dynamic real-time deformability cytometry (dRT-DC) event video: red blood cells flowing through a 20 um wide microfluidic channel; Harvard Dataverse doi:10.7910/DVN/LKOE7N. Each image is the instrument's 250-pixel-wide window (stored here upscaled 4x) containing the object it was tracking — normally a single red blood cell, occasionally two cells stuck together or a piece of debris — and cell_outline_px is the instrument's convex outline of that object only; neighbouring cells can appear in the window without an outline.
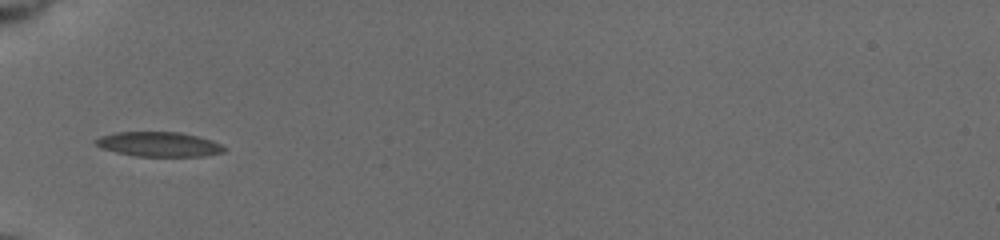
{"species": "common noctule bat (a hibernating species)", "species_latin": "Nyctalus noctula", "temperature_condition": "cold", "stored_images_in_passage": 36, "camera_frame_rate_fps": 3000, "um_per_image_px": 0.085, "animal": {"sex": "female", "body_mass_g": 19.5, "forearm_length_mm": 54.1}, "frame": {"image": 1, "passage_image": 1, "time_ms": 0.0, "image_size_px": [1000, 240], "cell_outline_px": [[228, 148], [224, 152], [204, 156], [136, 156], [116, 152], [100, 148], [92, 144], [92, 140], [100, 136], [116, 132], [180, 132], [212, 140]], "centroid_in_image_um": [13.46, 12.26], "position_along_channel_um": 71.5, "area_um2": 18.67}}
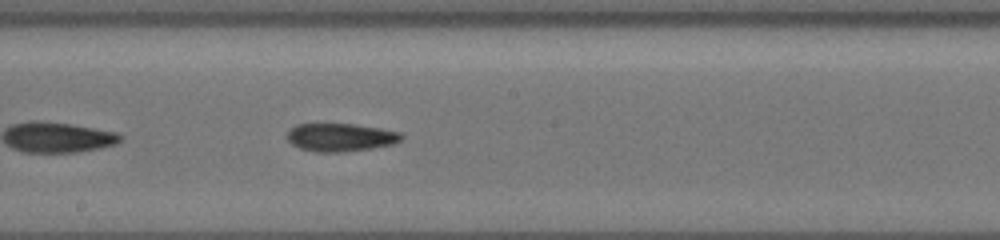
{"frame": {"image": 2, "passage_image": 13, "time_ms": 4.0, "image_size_px": [1000, 240], "cell_outline_px": [[404, 136], [400, 140], [392, 144], [372, 148], [340, 152], [316, 152], [300, 148], [292, 144], [288, 140], [288, 132], [296, 124], [352, 124], [380, 128], [400, 132]], "centroid_in_image_um": [28.95, 11.67], "position_along_channel_um": 219.3, "area_um2": 18.5}}
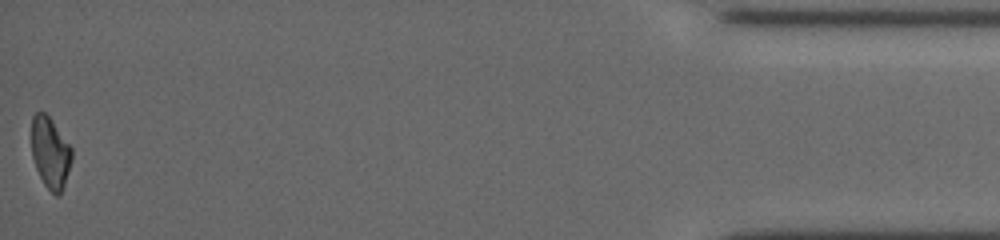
{"frame": {"image": 3, "passage_image": 36, "time_ms": 11.667, "image_size_px": [1000, 240], "cell_outline_px": [[72, 160], [60, 196], [56, 196], [44, 184], [36, 168], [32, 156], [32, 116], [36, 112], [44, 112], [48, 116], [72, 148]], "centroid_in_image_um": [4.28, 12.99], "position_along_channel_um": 430.9, "area_um2": 16.47}, "authors_computed_cell_mechanics": {"area_um2": 18.6116, "velocity_mm_per_s": 3.7617, "shape_relaxation_time_tau1_ms": null, "shape_relaxation_time_tau2_ms": 7.8054, "deformation_change_tau1": null, "deformation_change_tau2": 0.1452}}